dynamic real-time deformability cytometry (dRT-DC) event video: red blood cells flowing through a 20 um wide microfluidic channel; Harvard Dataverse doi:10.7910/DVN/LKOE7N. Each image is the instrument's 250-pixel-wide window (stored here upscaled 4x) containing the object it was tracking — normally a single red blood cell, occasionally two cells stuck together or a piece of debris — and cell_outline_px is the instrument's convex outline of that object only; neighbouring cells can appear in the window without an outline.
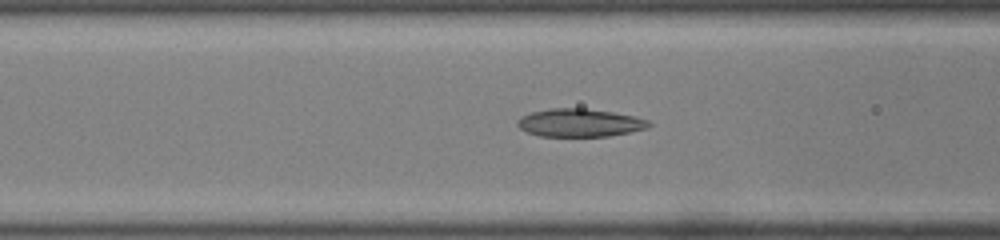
{"species": "common noctule bat (a hibernating species)", "species_latin": "Nyctalus noctula", "temperature_condition": "room temperature", "stored_images_in_passage": 32, "camera_frame_rate_fps": 3000, "um_per_image_px": 0.085, "animal": {"sex": "male", "body_mass_g": 19.0, "forearm_length_mm": 50.8}, "frame": {"image": 1, "passage_image": 9, "time_ms": 2.667, "image_size_px": [1000, 240], "cell_outline_px": [[652, 124], [648, 128], [608, 136], [540, 136], [528, 132], [520, 128], [516, 124], [516, 120], [520, 116], [532, 112], [552, 108], [584, 108], [612, 112], [632, 116], [648, 120]], "centroid_in_image_um": [49.24, 10.43], "position_along_channel_um": 117.4, "area_um2": 21.33}}
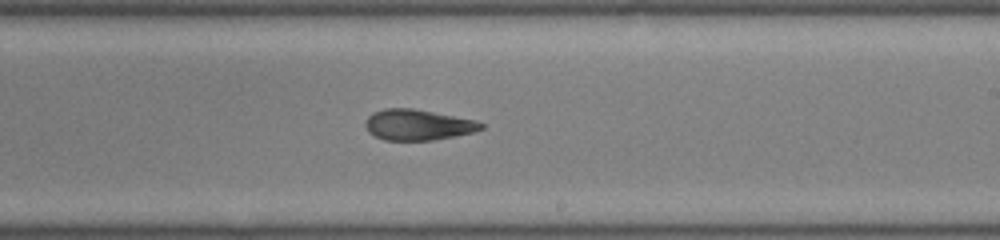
{"frame": {"image": 2, "passage_image": 19, "time_ms": 6.0, "image_size_px": [1000, 240], "cell_outline_px": [[484, 128], [472, 132], [456, 136], [432, 140], [384, 140], [368, 132], [364, 124], [368, 116], [372, 112], [384, 108], [412, 108], [476, 120], [484, 124]], "centroid_in_image_um": [35.5, 10.6], "position_along_channel_um": 253.5, "area_um2": 20.75}}
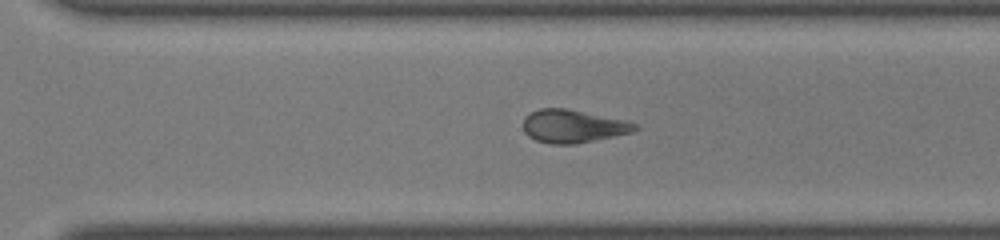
{"frame": {"image": 3, "passage_image": 24, "time_ms": 7.667, "image_size_px": [1000, 240], "cell_outline_px": [[640, 128], [632, 132], [576, 144], [552, 144], [536, 140], [528, 136], [524, 132], [524, 116], [540, 108], [564, 108], [624, 120], [636, 124]], "centroid_in_image_um": [48.68, 10.73], "position_along_channel_um": 321.9, "area_um2": 21.27}, "authors_computed_cell_mechanics": {"area_um2": 21.3282, "velocity_mm_per_s": 4.0956, "shape_relaxation_time_tau1_ms": null, "shape_relaxation_time_tau2_ms": 4.5844, "deformation_change_tau1": null, "deformation_change_tau2": 0.1266}}